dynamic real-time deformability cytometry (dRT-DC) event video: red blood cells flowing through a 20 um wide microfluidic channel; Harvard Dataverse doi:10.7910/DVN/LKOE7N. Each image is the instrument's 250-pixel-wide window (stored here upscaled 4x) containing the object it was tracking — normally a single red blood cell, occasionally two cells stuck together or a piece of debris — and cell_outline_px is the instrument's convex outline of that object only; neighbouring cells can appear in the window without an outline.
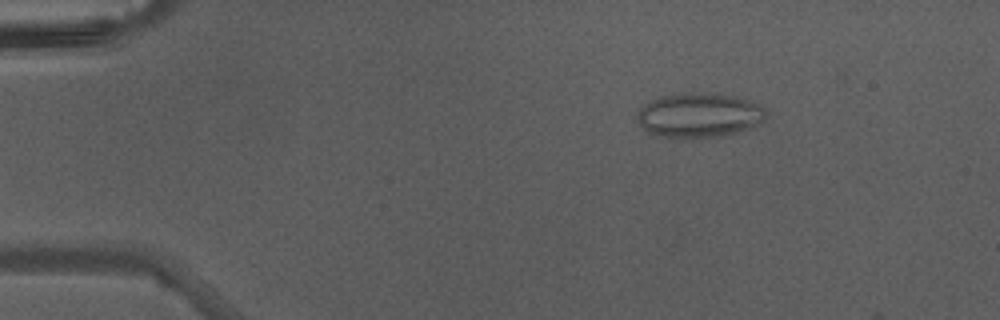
{"species": "Egyptian fruit bat (a non-hibernating species)", "species_latin": "Rousettus aegyptiacus", "temperature_condition": "warm", "stored_images_in_passage": 46, "camera_frame_rate_fps": 3000, "um_per_image_px": 0.085, "animal": {"sex": "male"}, "frame": {"image": 1, "passage_image": 8, "time_ms": 2.333, "image_size_px": [1000, 320], "cell_outline_px": [[768, 112], [764, 120], [756, 128], [724, 136], [688, 140], [680, 140], [652, 136], [644, 132], [636, 120], [636, 112], [644, 104], [660, 96], [684, 92], [688, 92], [732, 96], [752, 100], [760, 104]], "centroid_in_image_um": [59.4, 9.85], "position_along_channel_um": 25.6, "area_um2": 35.03}}
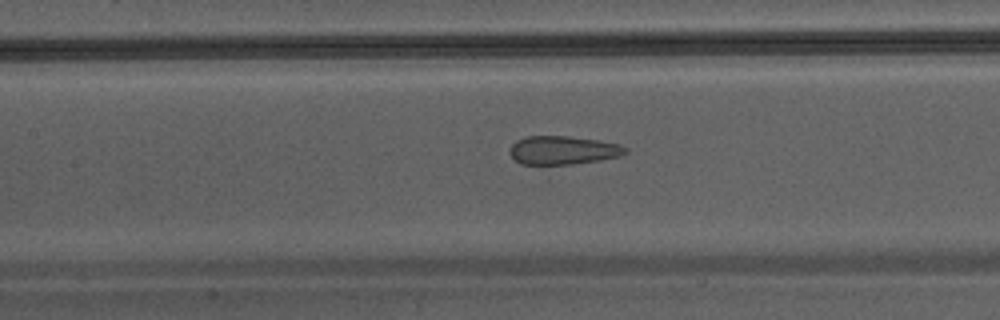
{"frame": {"image": 2, "passage_image": 22, "time_ms": 7.0, "image_size_px": [1000, 320], "cell_outline_px": [[628, 152], [620, 156], [548, 180], [520, 164], [508, 152], [512, 144], [516, 140], [528, 136], [568, 136], [596, 140], [620, 144], [628, 148]], "centroid_in_image_um": [47.8, 13.08], "position_along_channel_um": 159.6, "area_um2": 24.16}}
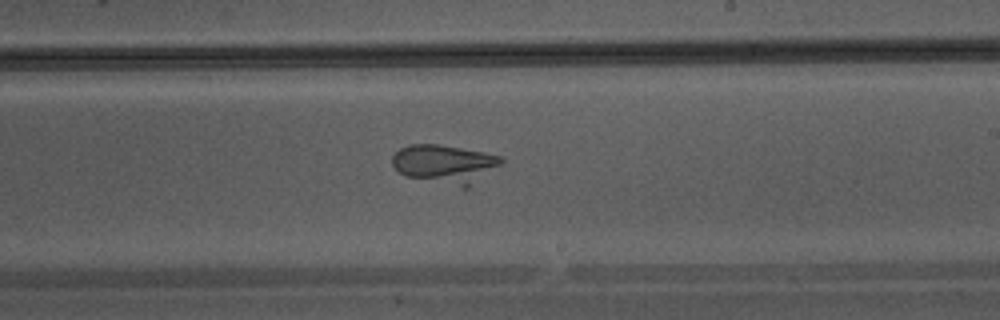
{"frame": {"image": 3, "passage_image": 28, "time_ms": 9.0, "image_size_px": [1000, 320], "cell_outline_px": [[504, 160], [500, 164], [468, 188], [464, 188], [404, 176], [392, 164], [392, 156], [400, 148], [408, 144], [436, 144], [484, 152], [500, 156]], "centroid_in_image_um": [37.78, 13.94], "position_along_channel_um": 251.2, "area_um2": 24.39}}